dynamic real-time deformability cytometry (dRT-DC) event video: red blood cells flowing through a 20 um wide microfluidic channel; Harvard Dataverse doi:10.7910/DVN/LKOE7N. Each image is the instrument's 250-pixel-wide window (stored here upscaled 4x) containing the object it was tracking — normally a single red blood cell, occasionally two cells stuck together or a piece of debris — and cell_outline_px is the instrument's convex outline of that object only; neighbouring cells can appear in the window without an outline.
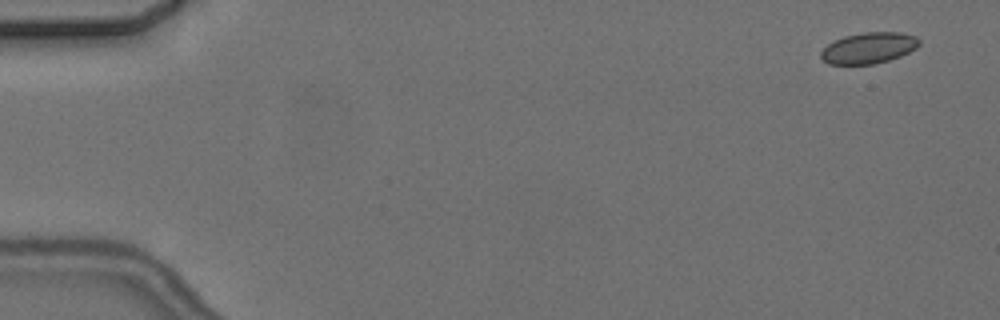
{"species": "common noctule bat (a hibernating species)", "species_latin": "Nyctalus noctula", "temperature_condition": "cold", "stored_images_in_passage": 3, "camera_frame_rate_fps": 3000, "um_per_image_px": 0.085, "animal": {"sex": "female", "body_mass_g": 24.6, "forearm_length_mm": 56.2}, "frame": {"image": 1, "passage_image": 1, "time_ms": 0.0, "image_size_px": [1000, 320], "cell_outline_px": [[920, 44], [916, 48], [900, 56], [888, 60], [872, 64], [828, 64], [820, 56], [820, 52], [828, 44], [844, 36], [864, 32], [900, 32], [916, 36], [920, 40]], "centroid_in_image_um": [73.85, 4.07], "position_along_channel_um": 11.1, "area_um2": 17.69}}